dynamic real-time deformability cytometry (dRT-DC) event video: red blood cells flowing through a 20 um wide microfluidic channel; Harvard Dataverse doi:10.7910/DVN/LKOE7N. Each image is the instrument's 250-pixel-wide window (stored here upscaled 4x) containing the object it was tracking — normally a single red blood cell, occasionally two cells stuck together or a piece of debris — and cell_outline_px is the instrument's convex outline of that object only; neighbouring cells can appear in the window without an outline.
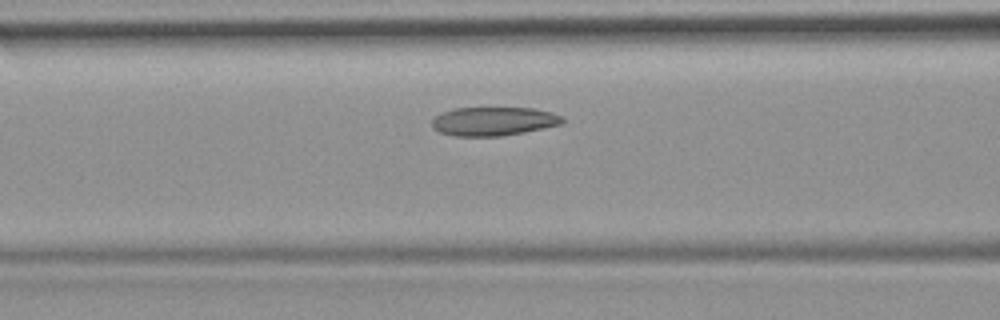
{"species": "common noctule bat (a hibernating species)", "species_latin": "Nyctalus noctula", "temperature_condition": "room temperature", "stored_images_in_passage": 45, "camera_frame_rate_fps": 3000, "um_per_image_px": 0.085, "animal": {"sex": "female", "body_mass_g": 19.9}, "frame": {"image": 1, "passage_image": 14, "time_ms": 4.333, "image_size_px": [1000, 320], "cell_outline_px": [[564, 120], [560, 124], [544, 128], [524, 132], [500, 136], [456, 136], [440, 132], [432, 128], [432, 120], [440, 112], [452, 108], [532, 108], [552, 112], [564, 116]], "centroid_in_image_um": [41.94, 10.3], "position_along_channel_um": 124.7, "area_um2": 21.91}, "authors_computed_cell_mechanics": {"area_um2": 22.1952, "velocity_mm_per_s": 3.8625, "shape_relaxation_time_tau1_ms": null, "shape_relaxation_time_tau2_ms": 3.2806, "deformation_change_tau1": null, "deformation_change_tau2": 0.0975}}